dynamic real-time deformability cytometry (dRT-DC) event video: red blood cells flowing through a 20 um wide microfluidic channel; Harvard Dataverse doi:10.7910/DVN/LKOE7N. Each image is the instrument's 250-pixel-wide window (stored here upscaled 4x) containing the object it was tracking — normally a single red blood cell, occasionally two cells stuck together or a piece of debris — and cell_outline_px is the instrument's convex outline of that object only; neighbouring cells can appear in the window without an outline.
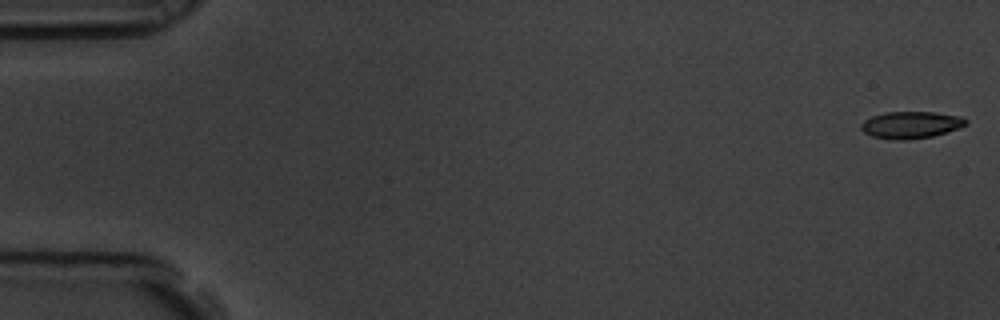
{"species": "common noctule bat (a hibernating species)", "species_latin": "Nyctalus noctula", "temperature_condition": "room temperature", "stored_images_in_passage": 4, "camera_frame_rate_fps": 3000, "um_per_image_px": 0.085, "animal": {"sex": "male", "body_mass_g": 19.5, "forearm_length_mm": 54.6}, "frame": {"image": 1, "passage_image": 1, "time_ms": 0.0, "image_size_px": [1000, 320], "cell_outline_px": [[968, 124], [932, 136], [904, 140], [896, 140], [872, 136], [864, 132], [860, 128], [860, 124], [864, 120], [872, 116], [884, 112], [936, 112], [964, 116], [968, 120]], "centroid_in_image_um": [77.43, 10.6], "position_along_channel_um": 7.6, "area_um2": 16.47}}